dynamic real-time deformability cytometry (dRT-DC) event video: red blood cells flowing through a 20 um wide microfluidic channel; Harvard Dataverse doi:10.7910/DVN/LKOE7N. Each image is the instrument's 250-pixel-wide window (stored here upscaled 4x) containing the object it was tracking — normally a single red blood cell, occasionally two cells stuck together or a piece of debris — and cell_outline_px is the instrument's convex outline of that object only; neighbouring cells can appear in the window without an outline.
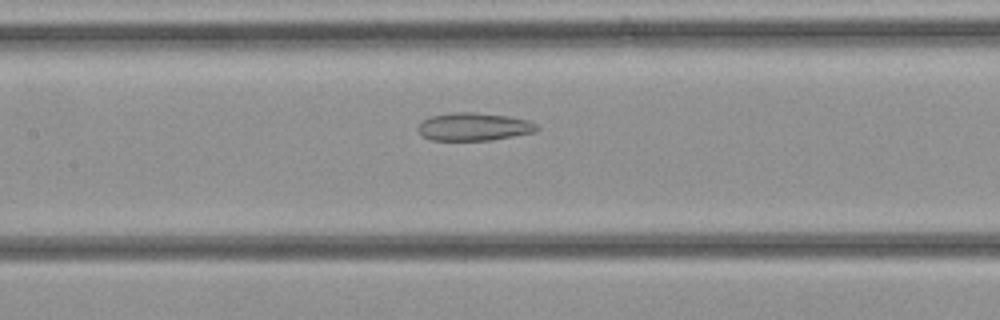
{"species": "common noctule bat (a hibernating species)", "species_latin": "Nyctalus noctula", "temperature_condition": "cold", "stored_images_in_passage": 15, "camera_frame_rate_fps": 3000, "um_per_image_px": 0.085, "animal": {"sex": "female", "body_mass_g": 21.9}, "frame": {"image": 1, "passage_image": 9, "time_ms": 2.667, "image_size_px": [1000, 320], "cell_outline_px": [[540, 128], [536, 132], [492, 140], [432, 140], [424, 136], [416, 128], [424, 120], [432, 116], [452, 112], [472, 112], [508, 116], [528, 120], [536, 124]], "centroid_in_image_um": [40.32, 10.77], "position_along_channel_um": 167.1, "area_um2": 19.25}}
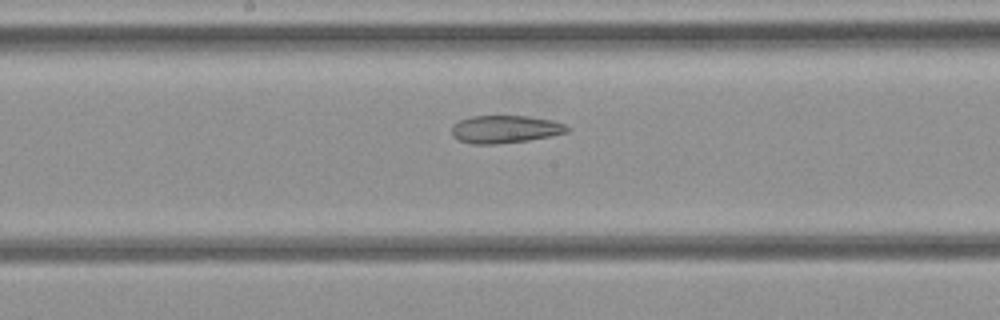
{"frame": {"image": 2, "passage_image": 11, "time_ms": 3.333, "image_size_px": [1000, 320], "cell_outline_px": [[572, 128], [568, 132], [552, 136], [528, 140], [496, 144], [472, 144], [456, 140], [452, 136], [452, 124], [460, 120], [472, 116], [528, 116], [552, 120], [564, 124]], "centroid_in_image_um": [42.93, 10.99], "position_along_channel_um": 205.3, "area_um2": 18.84}}
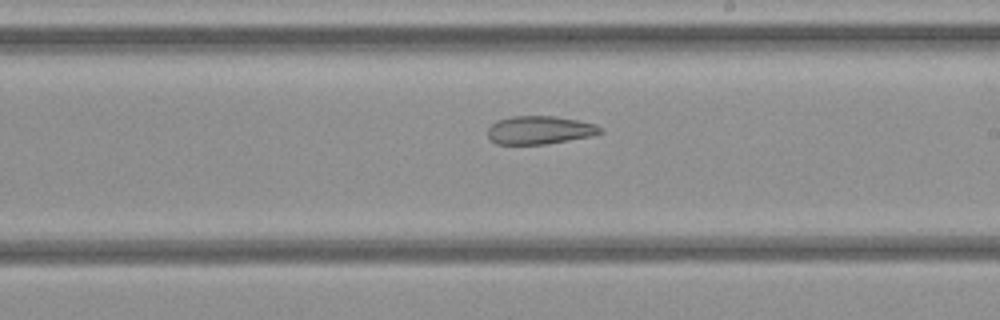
{"frame": {"image": 3, "passage_image": 13, "time_ms": 4.0, "image_size_px": [1000, 320], "cell_outline_px": [[604, 132], [592, 136], [544, 144], [496, 144], [488, 136], [488, 128], [496, 120], [512, 116], [556, 116], [596, 124], [604, 128]], "centroid_in_image_um": [45.9, 11.05], "position_along_channel_um": 243.1, "area_um2": 18.55}}